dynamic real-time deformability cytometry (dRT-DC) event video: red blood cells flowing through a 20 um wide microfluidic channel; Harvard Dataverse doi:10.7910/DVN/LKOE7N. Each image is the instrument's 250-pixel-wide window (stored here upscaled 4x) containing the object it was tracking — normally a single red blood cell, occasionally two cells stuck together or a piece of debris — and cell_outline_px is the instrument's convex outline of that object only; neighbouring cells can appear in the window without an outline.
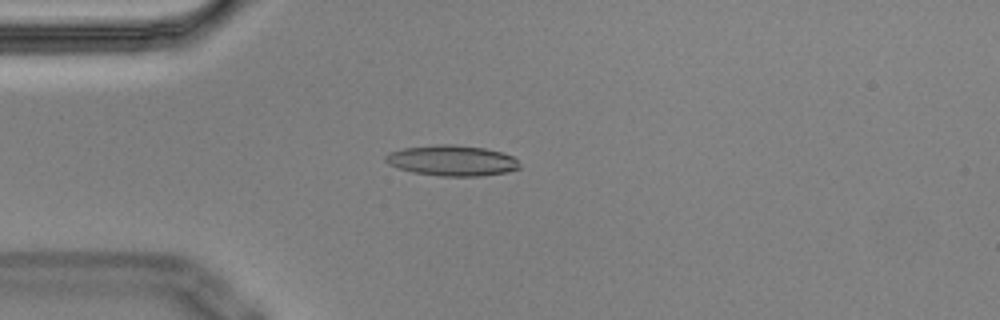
{"species": "Egyptian fruit bat (a non-hibernating species)", "species_latin": "Rousettus aegyptiacus", "temperature_condition": "cold", "stored_images_in_passage": 4, "camera_frame_rate_fps": 3000, "um_per_image_px": 0.085, "animal": {"sex": "male"}, "frame": {"image": 1, "passage_image": 3, "time_ms": 0.667, "image_size_px": [1000, 320], "cell_outline_px": [[520, 168], [508, 172], [480, 176], [440, 176], [412, 172], [388, 164], [384, 160], [384, 156], [388, 152], [404, 148], [436, 144], [456, 144], [484, 148], [500, 152], [512, 156], [516, 160]], "centroid_in_image_um": [38.39, 13.64], "position_along_channel_um": 46.6, "area_um2": 23.93}}